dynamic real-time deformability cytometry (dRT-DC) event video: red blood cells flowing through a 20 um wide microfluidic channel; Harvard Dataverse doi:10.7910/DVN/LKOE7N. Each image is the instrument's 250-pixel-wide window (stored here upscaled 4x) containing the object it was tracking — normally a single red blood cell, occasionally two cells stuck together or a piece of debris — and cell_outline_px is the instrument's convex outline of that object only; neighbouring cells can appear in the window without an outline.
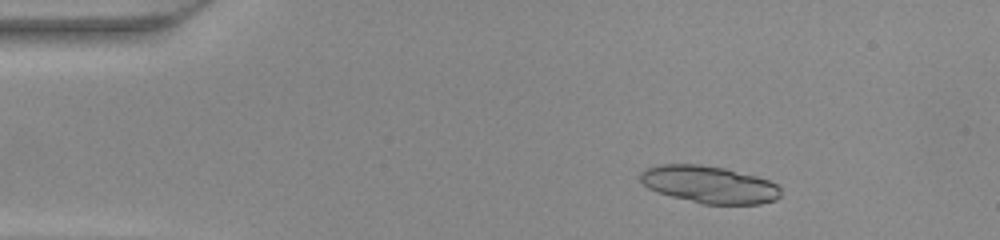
{"species": "common noctule bat (a hibernating species)", "species_latin": "Nyctalus noctula", "temperature_condition": "warm", "stored_images_in_passage": 49, "segment_of_instrument_passage": [1, 2], "camera_frame_rate_fps": 3000, "um_per_image_px": 0.085, "animal": {"sex": "female", "body_mass_g": 22.0, "forearm_length_mm": 56.7}, "frame": {"image": 1, "passage_image": 8, "time_ms": 2.333, "image_size_px": [1000, 240], "cell_outline_px": [[780, 196], [776, 200], [760, 204], [700, 204], [656, 192], [648, 188], [640, 180], [640, 172], [648, 168], [660, 164], [700, 164], [724, 168], [756, 176], [768, 180], [776, 184], [780, 188]], "centroid_in_image_um": [60.27, 15.69], "position_along_channel_um": 24.7, "area_um2": 30.58}}